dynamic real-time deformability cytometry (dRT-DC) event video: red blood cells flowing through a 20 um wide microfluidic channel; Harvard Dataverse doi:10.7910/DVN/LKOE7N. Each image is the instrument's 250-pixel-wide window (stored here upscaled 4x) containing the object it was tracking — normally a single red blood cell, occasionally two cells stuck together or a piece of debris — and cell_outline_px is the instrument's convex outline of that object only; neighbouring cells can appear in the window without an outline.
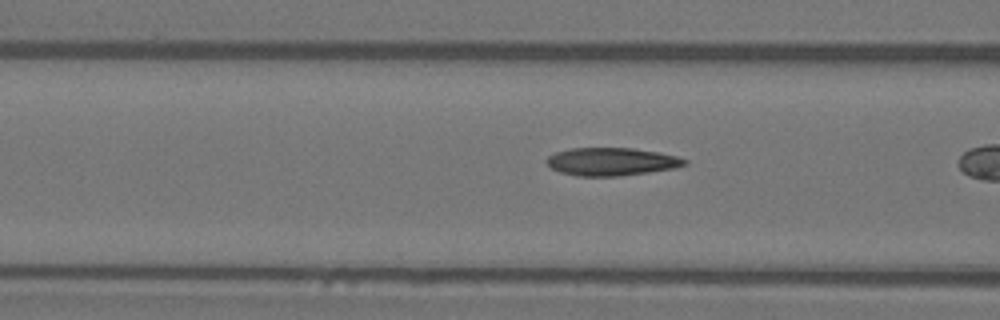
{"species": "Egyptian fruit bat (a non-hibernating species)", "species_latin": "Rousettus aegyptiacus", "temperature_condition": "warm", "stored_images_in_passage": 14, "camera_frame_rate_fps": 3000, "um_per_image_px": 0.085, "animal": {"sex": "female"}, "frame": {"image": 1, "passage_image": 12, "time_ms": 3.667, "image_size_px": [1000, 320], "cell_outline_px": [[688, 164], [676, 168], [620, 176], [576, 176], [560, 172], [552, 168], [544, 160], [548, 156], [556, 152], [572, 148], [632, 148], [656, 152], [676, 156], [688, 160]], "centroid_in_image_um": [51.97, 13.74], "position_along_channel_um": 114.6, "area_um2": 22.43}}